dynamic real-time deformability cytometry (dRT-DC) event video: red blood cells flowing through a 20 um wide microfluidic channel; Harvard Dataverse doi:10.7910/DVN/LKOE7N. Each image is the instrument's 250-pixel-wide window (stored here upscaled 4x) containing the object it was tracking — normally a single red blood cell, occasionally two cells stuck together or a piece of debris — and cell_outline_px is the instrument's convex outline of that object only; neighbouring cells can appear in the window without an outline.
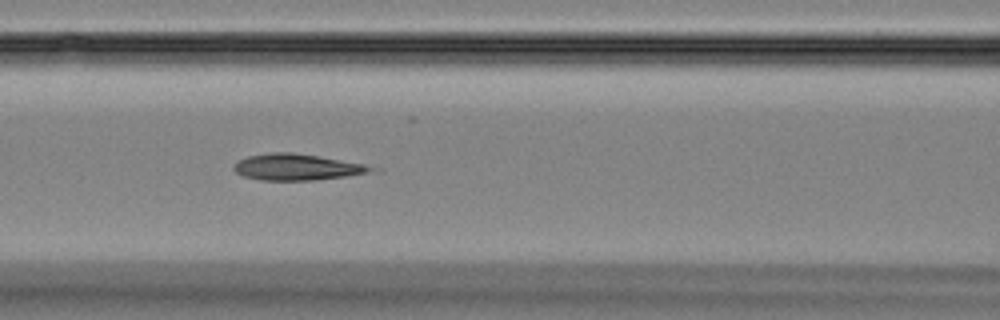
{"species": "Egyptian fruit bat (a non-hibernating species)", "species_latin": "Rousettus aegyptiacus", "temperature_condition": "room temperature", "stored_images_in_passage": 53, "segment_of_instrument_passage": [1, 2], "camera_frame_rate_fps": 3000, "um_per_image_px": 0.085, "animal": {"sex": "female"}, "frame": {"image": 1, "passage_image": 22, "time_ms": 7.0, "image_size_px": [1000, 320], "cell_outline_px": [[372, 168], [368, 172], [344, 176], [316, 180], [260, 180], [244, 176], [236, 172], [232, 168], [232, 164], [248, 156], [272, 152], [292, 152], [320, 156], [364, 164]], "centroid_in_image_um": [25.13, 14.19], "position_along_channel_um": 141.5, "area_um2": 20.69}}
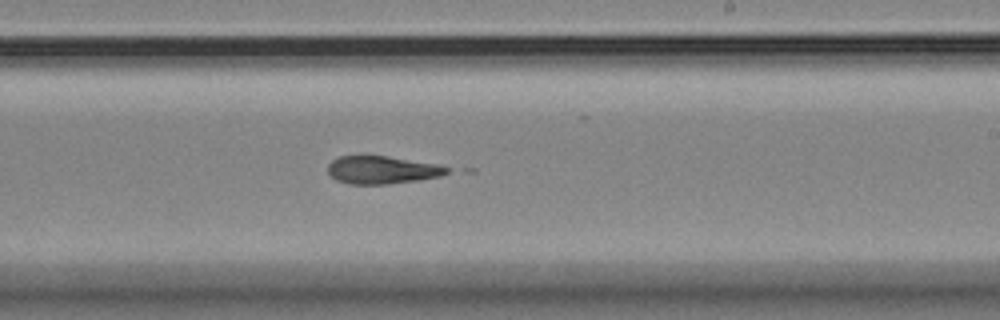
{"frame": {"image": 2, "passage_image": 31, "time_ms": 10.0, "image_size_px": [1000, 320], "cell_outline_px": [[448, 172], [440, 176], [420, 180], [388, 184], [348, 184], [336, 180], [328, 172], [328, 164], [332, 160], [340, 156], [388, 156], [440, 164], [448, 168]], "centroid_in_image_um": [32.48, 14.44], "position_along_channel_um": 256.5, "area_um2": 19.36}}
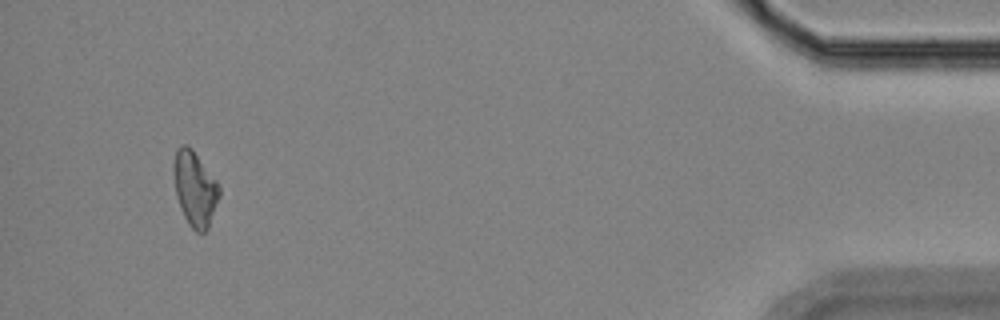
{"frame": {"image": 3, "passage_image": 49, "time_ms": 16.0, "image_size_px": [1000, 320], "cell_outline_px": [[220, 196], [208, 228], [204, 232], [196, 232], [188, 224], [180, 208], [176, 196], [172, 172], [172, 164], [176, 148], [180, 144], [188, 144], [192, 148], [216, 180], [220, 188]], "centroid_in_image_um": [16.53, 16.0], "position_along_channel_um": 418.7, "area_um2": 20.23}}